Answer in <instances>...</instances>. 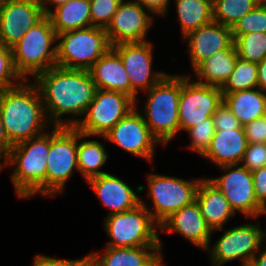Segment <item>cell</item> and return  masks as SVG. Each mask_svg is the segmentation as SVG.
<instances>
[{
	"instance_id": "6da1fadb",
	"label": "cell",
	"mask_w": 266,
	"mask_h": 266,
	"mask_svg": "<svg viewBox=\"0 0 266 266\" xmlns=\"http://www.w3.org/2000/svg\"><path fill=\"white\" fill-rule=\"evenodd\" d=\"M34 81L52 126H66L61 119L64 114L83 117L97 90L89 70L55 66L39 73Z\"/></svg>"
},
{
	"instance_id": "7a4b0ae2",
	"label": "cell",
	"mask_w": 266,
	"mask_h": 266,
	"mask_svg": "<svg viewBox=\"0 0 266 266\" xmlns=\"http://www.w3.org/2000/svg\"><path fill=\"white\" fill-rule=\"evenodd\" d=\"M24 81L0 89V112L12 146L43 134L41 131L48 122L37 85Z\"/></svg>"
},
{
	"instance_id": "3957f363",
	"label": "cell",
	"mask_w": 266,
	"mask_h": 266,
	"mask_svg": "<svg viewBox=\"0 0 266 266\" xmlns=\"http://www.w3.org/2000/svg\"><path fill=\"white\" fill-rule=\"evenodd\" d=\"M50 149V134L20 142L9 151L4 160L6 166H14L11 174L16 194L20 198H31L37 193L46 196L47 157Z\"/></svg>"
},
{
	"instance_id": "277c9868",
	"label": "cell",
	"mask_w": 266,
	"mask_h": 266,
	"mask_svg": "<svg viewBox=\"0 0 266 266\" xmlns=\"http://www.w3.org/2000/svg\"><path fill=\"white\" fill-rule=\"evenodd\" d=\"M148 92L143 119L151 134L165 145L180 130L178 103L181 94V76L168 73Z\"/></svg>"
},
{
	"instance_id": "5b68a950",
	"label": "cell",
	"mask_w": 266,
	"mask_h": 266,
	"mask_svg": "<svg viewBox=\"0 0 266 266\" xmlns=\"http://www.w3.org/2000/svg\"><path fill=\"white\" fill-rule=\"evenodd\" d=\"M56 40L51 20L45 15L11 48L16 72L23 80L26 81L29 74L36 77L56 66L57 45L51 46Z\"/></svg>"
},
{
	"instance_id": "8992f818",
	"label": "cell",
	"mask_w": 266,
	"mask_h": 266,
	"mask_svg": "<svg viewBox=\"0 0 266 266\" xmlns=\"http://www.w3.org/2000/svg\"><path fill=\"white\" fill-rule=\"evenodd\" d=\"M57 40L56 66L68 69L89 70L111 48L105 29L94 26L57 34Z\"/></svg>"
},
{
	"instance_id": "52a82bcc",
	"label": "cell",
	"mask_w": 266,
	"mask_h": 266,
	"mask_svg": "<svg viewBox=\"0 0 266 266\" xmlns=\"http://www.w3.org/2000/svg\"><path fill=\"white\" fill-rule=\"evenodd\" d=\"M140 203L132 210L108 215L105 219V229L111 242L107 247H141L161 246L154 221L147 204L140 199Z\"/></svg>"
},
{
	"instance_id": "ba28073f",
	"label": "cell",
	"mask_w": 266,
	"mask_h": 266,
	"mask_svg": "<svg viewBox=\"0 0 266 266\" xmlns=\"http://www.w3.org/2000/svg\"><path fill=\"white\" fill-rule=\"evenodd\" d=\"M137 103L129 95L97 89L93 101L84 114V119L66 118V126H75L87 136H105Z\"/></svg>"
},
{
	"instance_id": "9c48e42d",
	"label": "cell",
	"mask_w": 266,
	"mask_h": 266,
	"mask_svg": "<svg viewBox=\"0 0 266 266\" xmlns=\"http://www.w3.org/2000/svg\"><path fill=\"white\" fill-rule=\"evenodd\" d=\"M47 157L46 196L62 193L77 165V128L52 126Z\"/></svg>"
},
{
	"instance_id": "30bf717a",
	"label": "cell",
	"mask_w": 266,
	"mask_h": 266,
	"mask_svg": "<svg viewBox=\"0 0 266 266\" xmlns=\"http://www.w3.org/2000/svg\"><path fill=\"white\" fill-rule=\"evenodd\" d=\"M148 196L153 201V207L147 210L154 221L160 225L175 211L196 200V194L201 179L187 181L182 178L150 174L147 176Z\"/></svg>"
},
{
	"instance_id": "8fae6325",
	"label": "cell",
	"mask_w": 266,
	"mask_h": 266,
	"mask_svg": "<svg viewBox=\"0 0 266 266\" xmlns=\"http://www.w3.org/2000/svg\"><path fill=\"white\" fill-rule=\"evenodd\" d=\"M191 76L181 75V94L178 103L180 130L187 131L212 117L223 102L219 87L190 81Z\"/></svg>"
},
{
	"instance_id": "7c38bea8",
	"label": "cell",
	"mask_w": 266,
	"mask_h": 266,
	"mask_svg": "<svg viewBox=\"0 0 266 266\" xmlns=\"http://www.w3.org/2000/svg\"><path fill=\"white\" fill-rule=\"evenodd\" d=\"M262 228L258 225H239L225 230V233L210 249L213 266H221L235 259L241 260L242 266H248L253 256L262 247Z\"/></svg>"
},
{
	"instance_id": "4fadbf2b",
	"label": "cell",
	"mask_w": 266,
	"mask_h": 266,
	"mask_svg": "<svg viewBox=\"0 0 266 266\" xmlns=\"http://www.w3.org/2000/svg\"><path fill=\"white\" fill-rule=\"evenodd\" d=\"M121 57L130 81V97L137 101L139 89L149 90L165 72H151L152 44L149 41L121 43L112 47ZM153 73V74H152Z\"/></svg>"
},
{
	"instance_id": "5bb4252c",
	"label": "cell",
	"mask_w": 266,
	"mask_h": 266,
	"mask_svg": "<svg viewBox=\"0 0 266 266\" xmlns=\"http://www.w3.org/2000/svg\"><path fill=\"white\" fill-rule=\"evenodd\" d=\"M44 16L40 0H0V41L12 48Z\"/></svg>"
},
{
	"instance_id": "9a60e30c",
	"label": "cell",
	"mask_w": 266,
	"mask_h": 266,
	"mask_svg": "<svg viewBox=\"0 0 266 266\" xmlns=\"http://www.w3.org/2000/svg\"><path fill=\"white\" fill-rule=\"evenodd\" d=\"M236 166H220L227 172L209 180L222 192L235 214L239 211L246 217H257L261 205L254 194L252 173L243 165Z\"/></svg>"
},
{
	"instance_id": "2e32d148",
	"label": "cell",
	"mask_w": 266,
	"mask_h": 266,
	"mask_svg": "<svg viewBox=\"0 0 266 266\" xmlns=\"http://www.w3.org/2000/svg\"><path fill=\"white\" fill-rule=\"evenodd\" d=\"M105 140L115 143L129 153L152 161L155 144L159 141L151 134L143 115L132 109L105 136Z\"/></svg>"
},
{
	"instance_id": "e0dca14e",
	"label": "cell",
	"mask_w": 266,
	"mask_h": 266,
	"mask_svg": "<svg viewBox=\"0 0 266 266\" xmlns=\"http://www.w3.org/2000/svg\"><path fill=\"white\" fill-rule=\"evenodd\" d=\"M153 18L135 1L122 0L105 29L111 47L121 43L146 41Z\"/></svg>"
},
{
	"instance_id": "ac0fdd59",
	"label": "cell",
	"mask_w": 266,
	"mask_h": 266,
	"mask_svg": "<svg viewBox=\"0 0 266 266\" xmlns=\"http://www.w3.org/2000/svg\"><path fill=\"white\" fill-rule=\"evenodd\" d=\"M184 38L189 40V55L193 69L218 51L226 48H236L231 27L216 21L203 25Z\"/></svg>"
},
{
	"instance_id": "d6986e66",
	"label": "cell",
	"mask_w": 266,
	"mask_h": 266,
	"mask_svg": "<svg viewBox=\"0 0 266 266\" xmlns=\"http://www.w3.org/2000/svg\"><path fill=\"white\" fill-rule=\"evenodd\" d=\"M158 228L168 233L178 232L192 244L202 249L207 250L210 246L212 231L206 224L196 200L175 211Z\"/></svg>"
},
{
	"instance_id": "ffe728a7",
	"label": "cell",
	"mask_w": 266,
	"mask_h": 266,
	"mask_svg": "<svg viewBox=\"0 0 266 266\" xmlns=\"http://www.w3.org/2000/svg\"><path fill=\"white\" fill-rule=\"evenodd\" d=\"M109 215L129 211L140 203L139 196L120 178L104 173L87 180Z\"/></svg>"
},
{
	"instance_id": "44dd1931",
	"label": "cell",
	"mask_w": 266,
	"mask_h": 266,
	"mask_svg": "<svg viewBox=\"0 0 266 266\" xmlns=\"http://www.w3.org/2000/svg\"><path fill=\"white\" fill-rule=\"evenodd\" d=\"M244 128L215 131L211 144L202 157L216 165H233L242 163L247 148Z\"/></svg>"
},
{
	"instance_id": "7402d4cb",
	"label": "cell",
	"mask_w": 266,
	"mask_h": 266,
	"mask_svg": "<svg viewBox=\"0 0 266 266\" xmlns=\"http://www.w3.org/2000/svg\"><path fill=\"white\" fill-rule=\"evenodd\" d=\"M196 202L212 232L223 229L224 224L235 215L228 200L209 178H201L196 194Z\"/></svg>"
},
{
	"instance_id": "603a6c76",
	"label": "cell",
	"mask_w": 266,
	"mask_h": 266,
	"mask_svg": "<svg viewBox=\"0 0 266 266\" xmlns=\"http://www.w3.org/2000/svg\"><path fill=\"white\" fill-rule=\"evenodd\" d=\"M97 89L118 91L130 96V81L120 55L111 47L89 69Z\"/></svg>"
},
{
	"instance_id": "cb8c5ba5",
	"label": "cell",
	"mask_w": 266,
	"mask_h": 266,
	"mask_svg": "<svg viewBox=\"0 0 266 266\" xmlns=\"http://www.w3.org/2000/svg\"><path fill=\"white\" fill-rule=\"evenodd\" d=\"M162 252V246L107 247L104 253L88 256L97 266H149Z\"/></svg>"
},
{
	"instance_id": "d4e9b609",
	"label": "cell",
	"mask_w": 266,
	"mask_h": 266,
	"mask_svg": "<svg viewBox=\"0 0 266 266\" xmlns=\"http://www.w3.org/2000/svg\"><path fill=\"white\" fill-rule=\"evenodd\" d=\"M223 103L242 126L266 115V94L260 88L223 94Z\"/></svg>"
},
{
	"instance_id": "484cf974",
	"label": "cell",
	"mask_w": 266,
	"mask_h": 266,
	"mask_svg": "<svg viewBox=\"0 0 266 266\" xmlns=\"http://www.w3.org/2000/svg\"><path fill=\"white\" fill-rule=\"evenodd\" d=\"M237 58L236 48H226L214 53L194 69L198 78L195 82L221 88L233 72Z\"/></svg>"
},
{
	"instance_id": "4316f807",
	"label": "cell",
	"mask_w": 266,
	"mask_h": 266,
	"mask_svg": "<svg viewBox=\"0 0 266 266\" xmlns=\"http://www.w3.org/2000/svg\"><path fill=\"white\" fill-rule=\"evenodd\" d=\"M56 34L91 26L90 0H69L47 15Z\"/></svg>"
},
{
	"instance_id": "83f0119b",
	"label": "cell",
	"mask_w": 266,
	"mask_h": 266,
	"mask_svg": "<svg viewBox=\"0 0 266 266\" xmlns=\"http://www.w3.org/2000/svg\"><path fill=\"white\" fill-rule=\"evenodd\" d=\"M183 37L213 21L212 0H176Z\"/></svg>"
},
{
	"instance_id": "f1b7e54d",
	"label": "cell",
	"mask_w": 266,
	"mask_h": 266,
	"mask_svg": "<svg viewBox=\"0 0 266 266\" xmlns=\"http://www.w3.org/2000/svg\"><path fill=\"white\" fill-rule=\"evenodd\" d=\"M87 137V135L81 133L77 129V165L80 174L88 180L92 177L102 175L106 172L99 171L106 163L108 155L104 146L96 140H83L78 143L81 138Z\"/></svg>"
},
{
	"instance_id": "f546056e",
	"label": "cell",
	"mask_w": 266,
	"mask_h": 266,
	"mask_svg": "<svg viewBox=\"0 0 266 266\" xmlns=\"http://www.w3.org/2000/svg\"><path fill=\"white\" fill-rule=\"evenodd\" d=\"M259 3L260 0H212L213 21L232 28Z\"/></svg>"
},
{
	"instance_id": "4dcf8cb0",
	"label": "cell",
	"mask_w": 266,
	"mask_h": 266,
	"mask_svg": "<svg viewBox=\"0 0 266 266\" xmlns=\"http://www.w3.org/2000/svg\"><path fill=\"white\" fill-rule=\"evenodd\" d=\"M258 88L257 63L237 58L234 70L220 88L222 94Z\"/></svg>"
},
{
	"instance_id": "1f68e13d",
	"label": "cell",
	"mask_w": 266,
	"mask_h": 266,
	"mask_svg": "<svg viewBox=\"0 0 266 266\" xmlns=\"http://www.w3.org/2000/svg\"><path fill=\"white\" fill-rule=\"evenodd\" d=\"M238 57L254 63L266 58V33L252 32L234 40Z\"/></svg>"
},
{
	"instance_id": "d6a6232c",
	"label": "cell",
	"mask_w": 266,
	"mask_h": 266,
	"mask_svg": "<svg viewBox=\"0 0 266 266\" xmlns=\"http://www.w3.org/2000/svg\"><path fill=\"white\" fill-rule=\"evenodd\" d=\"M231 29L233 40L241 35L252 32L266 33V5L259 3L254 9L238 20Z\"/></svg>"
},
{
	"instance_id": "836d02e7",
	"label": "cell",
	"mask_w": 266,
	"mask_h": 266,
	"mask_svg": "<svg viewBox=\"0 0 266 266\" xmlns=\"http://www.w3.org/2000/svg\"><path fill=\"white\" fill-rule=\"evenodd\" d=\"M187 132L192 141L188 148L202 156L209 148L211 140L215 134L213 118L209 117L202 123L189 128Z\"/></svg>"
},
{
	"instance_id": "e575fe53",
	"label": "cell",
	"mask_w": 266,
	"mask_h": 266,
	"mask_svg": "<svg viewBox=\"0 0 266 266\" xmlns=\"http://www.w3.org/2000/svg\"><path fill=\"white\" fill-rule=\"evenodd\" d=\"M122 0H90L91 26L106 29Z\"/></svg>"
},
{
	"instance_id": "d590c367",
	"label": "cell",
	"mask_w": 266,
	"mask_h": 266,
	"mask_svg": "<svg viewBox=\"0 0 266 266\" xmlns=\"http://www.w3.org/2000/svg\"><path fill=\"white\" fill-rule=\"evenodd\" d=\"M14 79L23 81L16 72L11 48L6 47L0 41V89L17 86L18 84L13 83L16 82Z\"/></svg>"
},
{
	"instance_id": "8d00e7d4",
	"label": "cell",
	"mask_w": 266,
	"mask_h": 266,
	"mask_svg": "<svg viewBox=\"0 0 266 266\" xmlns=\"http://www.w3.org/2000/svg\"><path fill=\"white\" fill-rule=\"evenodd\" d=\"M242 161L250 172L265 167L266 143H248Z\"/></svg>"
},
{
	"instance_id": "74e56055",
	"label": "cell",
	"mask_w": 266,
	"mask_h": 266,
	"mask_svg": "<svg viewBox=\"0 0 266 266\" xmlns=\"http://www.w3.org/2000/svg\"><path fill=\"white\" fill-rule=\"evenodd\" d=\"M215 131L244 128L232 111L222 102L212 115Z\"/></svg>"
},
{
	"instance_id": "f35d334b",
	"label": "cell",
	"mask_w": 266,
	"mask_h": 266,
	"mask_svg": "<svg viewBox=\"0 0 266 266\" xmlns=\"http://www.w3.org/2000/svg\"><path fill=\"white\" fill-rule=\"evenodd\" d=\"M243 127L248 143H266V115Z\"/></svg>"
},
{
	"instance_id": "ab89813d",
	"label": "cell",
	"mask_w": 266,
	"mask_h": 266,
	"mask_svg": "<svg viewBox=\"0 0 266 266\" xmlns=\"http://www.w3.org/2000/svg\"><path fill=\"white\" fill-rule=\"evenodd\" d=\"M251 173L256 200L260 205L266 204V166Z\"/></svg>"
},
{
	"instance_id": "60d3db41",
	"label": "cell",
	"mask_w": 266,
	"mask_h": 266,
	"mask_svg": "<svg viewBox=\"0 0 266 266\" xmlns=\"http://www.w3.org/2000/svg\"><path fill=\"white\" fill-rule=\"evenodd\" d=\"M148 11L156 15H165L167 12V7L169 4V0H135Z\"/></svg>"
},
{
	"instance_id": "b9f144b4",
	"label": "cell",
	"mask_w": 266,
	"mask_h": 266,
	"mask_svg": "<svg viewBox=\"0 0 266 266\" xmlns=\"http://www.w3.org/2000/svg\"><path fill=\"white\" fill-rule=\"evenodd\" d=\"M72 261V259L63 260L39 254L35 257L33 266H69Z\"/></svg>"
},
{
	"instance_id": "7bdbcfd3",
	"label": "cell",
	"mask_w": 266,
	"mask_h": 266,
	"mask_svg": "<svg viewBox=\"0 0 266 266\" xmlns=\"http://www.w3.org/2000/svg\"><path fill=\"white\" fill-rule=\"evenodd\" d=\"M11 148L12 145L10 144L9 139L6 135L2 115L0 112V155L3 157L4 160L7 158Z\"/></svg>"
},
{
	"instance_id": "ee69618b",
	"label": "cell",
	"mask_w": 266,
	"mask_h": 266,
	"mask_svg": "<svg viewBox=\"0 0 266 266\" xmlns=\"http://www.w3.org/2000/svg\"><path fill=\"white\" fill-rule=\"evenodd\" d=\"M258 88L265 92L266 90V58L257 63Z\"/></svg>"
},
{
	"instance_id": "f6af8a7d",
	"label": "cell",
	"mask_w": 266,
	"mask_h": 266,
	"mask_svg": "<svg viewBox=\"0 0 266 266\" xmlns=\"http://www.w3.org/2000/svg\"><path fill=\"white\" fill-rule=\"evenodd\" d=\"M248 266H266V248L263 251L259 250L253 256Z\"/></svg>"
},
{
	"instance_id": "bcb514c9",
	"label": "cell",
	"mask_w": 266,
	"mask_h": 266,
	"mask_svg": "<svg viewBox=\"0 0 266 266\" xmlns=\"http://www.w3.org/2000/svg\"><path fill=\"white\" fill-rule=\"evenodd\" d=\"M69 0H40L42 9L45 15H48L52 9H50L47 5H55L54 8L58 7L61 4L67 3Z\"/></svg>"
},
{
	"instance_id": "7dc6e473",
	"label": "cell",
	"mask_w": 266,
	"mask_h": 266,
	"mask_svg": "<svg viewBox=\"0 0 266 266\" xmlns=\"http://www.w3.org/2000/svg\"><path fill=\"white\" fill-rule=\"evenodd\" d=\"M73 266H97L87 255L85 258L73 260Z\"/></svg>"
},
{
	"instance_id": "c3c4849f",
	"label": "cell",
	"mask_w": 266,
	"mask_h": 266,
	"mask_svg": "<svg viewBox=\"0 0 266 266\" xmlns=\"http://www.w3.org/2000/svg\"><path fill=\"white\" fill-rule=\"evenodd\" d=\"M264 213L266 214V204L261 205L258 212V216ZM261 234H262V240L264 241V239H266V232L264 230H261Z\"/></svg>"
},
{
	"instance_id": "681fc988",
	"label": "cell",
	"mask_w": 266,
	"mask_h": 266,
	"mask_svg": "<svg viewBox=\"0 0 266 266\" xmlns=\"http://www.w3.org/2000/svg\"><path fill=\"white\" fill-rule=\"evenodd\" d=\"M162 256L159 255L149 266H165L163 263H162Z\"/></svg>"
},
{
	"instance_id": "f907efd6",
	"label": "cell",
	"mask_w": 266,
	"mask_h": 266,
	"mask_svg": "<svg viewBox=\"0 0 266 266\" xmlns=\"http://www.w3.org/2000/svg\"><path fill=\"white\" fill-rule=\"evenodd\" d=\"M3 157L0 155V159H2ZM4 166H5V164H2L1 162H0V171L2 170V167L4 168Z\"/></svg>"
},
{
	"instance_id": "816d5d0a",
	"label": "cell",
	"mask_w": 266,
	"mask_h": 266,
	"mask_svg": "<svg viewBox=\"0 0 266 266\" xmlns=\"http://www.w3.org/2000/svg\"><path fill=\"white\" fill-rule=\"evenodd\" d=\"M260 3H263L266 5V0H260Z\"/></svg>"
}]
</instances>
